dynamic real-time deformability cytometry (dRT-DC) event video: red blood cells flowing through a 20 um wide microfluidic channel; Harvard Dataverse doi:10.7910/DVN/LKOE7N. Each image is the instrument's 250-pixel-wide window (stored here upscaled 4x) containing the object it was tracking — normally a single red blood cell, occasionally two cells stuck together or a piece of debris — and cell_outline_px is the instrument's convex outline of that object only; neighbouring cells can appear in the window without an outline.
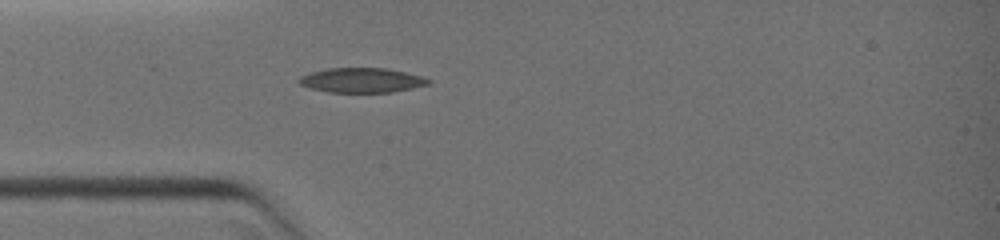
{"species": "common noctule bat (a hibernating species)", "species_latin": "Nyctalus noctula", "temperature_condition": "warm", "stored_images_in_passage": 1, "camera_frame_rate_fps": 3000, "um_per_image_px": 0.085, "animal": {"sex": "female", "body_mass_g": 19.0, "forearm_length_mm": 51.5}, "frame": {"image": 1, "passage_image": 1, "time_ms": 0.0, "image_size_px": [1000, 240], "cell_outline_px": [[432, 84], [392, 92], [328, 92], [308, 88], [300, 84], [296, 80], [300, 76], [308, 72], [328, 68], [388, 68], [420, 76], [432, 80]], "centroid_in_image_um": [30.71, 6.82], "position_along_channel_um": 54.3, "area_um2": 18.79}}